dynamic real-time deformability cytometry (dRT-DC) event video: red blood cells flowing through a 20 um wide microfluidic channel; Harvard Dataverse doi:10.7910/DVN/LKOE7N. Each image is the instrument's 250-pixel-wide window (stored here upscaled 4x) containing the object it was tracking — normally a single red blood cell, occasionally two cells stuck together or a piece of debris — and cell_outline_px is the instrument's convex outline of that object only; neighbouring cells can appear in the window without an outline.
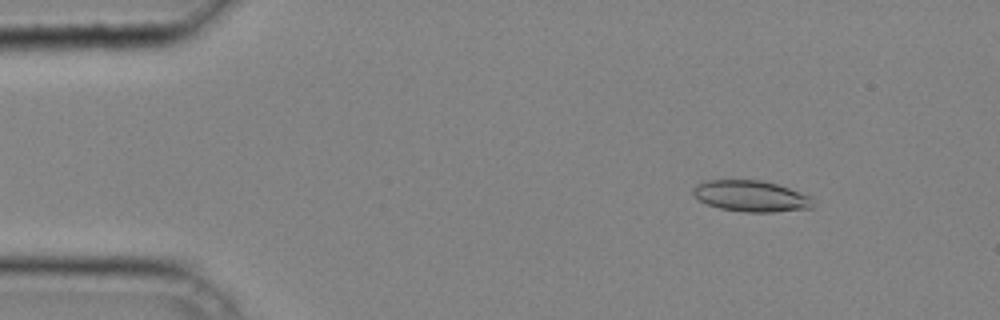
{"species": "common noctule bat (a hibernating species)", "species_latin": "Nyctalus noctula", "temperature_condition": "cold", "stored_images_in_passage": 36, "camera_frame_rate_fps": 3000, "um_per_image_px": 0.085, "animal": {"sex": "male", "body_mass_g": 20.4}, "frame": {"image": 1, "passage_image": 1, "time_ms": 0.0, "image_size_px": [1000, 320], "cell_outline_px": [[812, 208], [772, 212], [744, 212], [720, 208], [708, 204], [700, 200], [692, 192], [692, 188], [696, 184], [704, 180], [760, 180], [776, 184], [812, 196]], "centroid_in_image_um": [63.82, 16.66], "position_along_channel_um": 21.2, "area_um2": 21.68}}
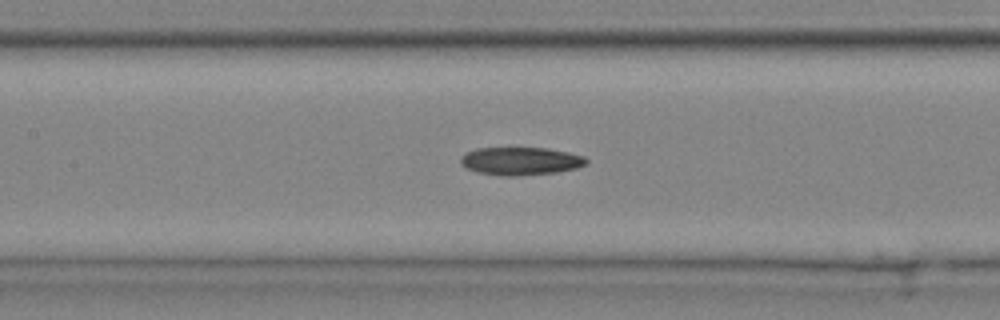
{"frame": {"image": 2, "passage_image": 15, "time_ms": 4.667, "image_size_px": [1000, 320], "cell_outline_px": [[588, 164], [576, 168], [556, 172], [520, 176], [500, 176], [476, 172], [464, 168], [460, 164], [460, 156], [476, 148], [548, 148], [568, 152], [584, 156], [588, 160]], "centroid_in_image_um": [44.23, 13.7], "position_along_channel_um": 163.2, "area_um2": 20.75}}
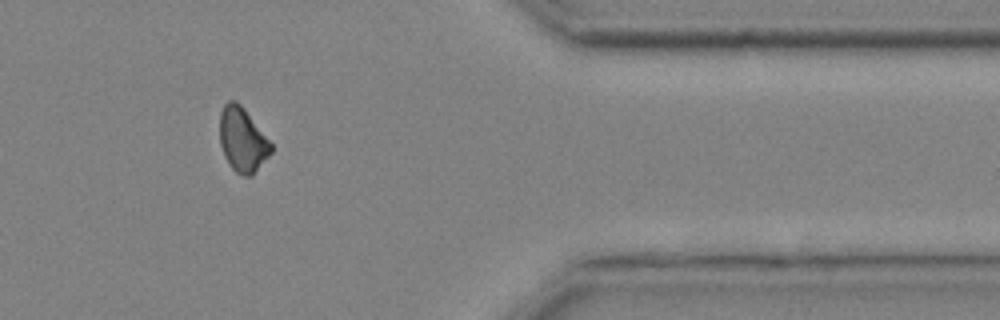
{"frame": {"image": 3, "passage_image": 31, "time_ms": 10.0, "image_size_px": [1000, 320], "cell_outline_px": [[272, 152], [252, 176], [244, 176], [236, 172], [228, 164], [224, 156], [220, 144], [220, 112], [224, 104], [228, 100], [236, 100], [244, 108], [272, 144]], "centroid_in_image_um": [20.6, 11.88], "position_along_channel_um": 390.8, "area_um2": 19.25}}